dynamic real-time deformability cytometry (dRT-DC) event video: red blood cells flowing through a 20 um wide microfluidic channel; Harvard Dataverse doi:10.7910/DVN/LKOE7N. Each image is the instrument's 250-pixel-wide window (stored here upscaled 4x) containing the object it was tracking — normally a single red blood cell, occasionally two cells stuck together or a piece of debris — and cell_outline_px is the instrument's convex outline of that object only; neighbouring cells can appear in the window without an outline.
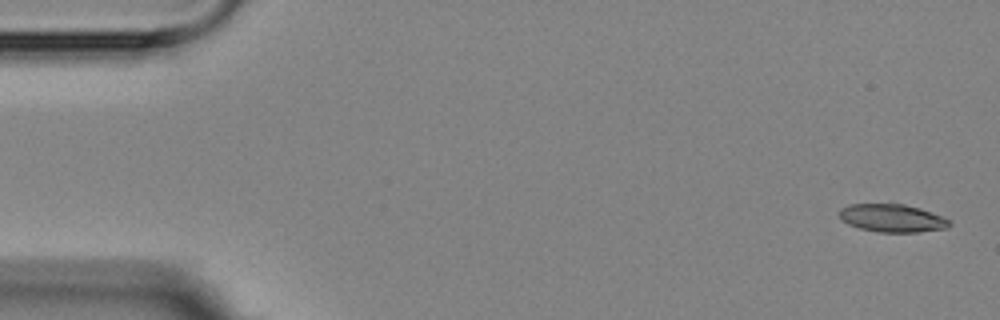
{"species": "Egyptian fruit bat (a non-hibernating species)", "species_latin": "Rousettus aegyptiacus", "temperature_condition": "room temperature", "stored_images_in_passage": 6, "camera_frame_rate_fps": 3000, "um_per_image_px": 0.085, "animal": {"sex": "female"}, "frame": {"image": 1, "passage_image": 1, "time_ms": 0.0, "image_size_px": [1000, 320], "cell_outline_px": [[952, 224], [948, 228], [916, 232], [876, 232], [860, 228], [848, 224], [836, 212], [840, 208], [848, 204], [904, 204], [920, 208], [952, 220]], "centroid_in_image_um": [75.84, 18.54], "position_along_channel_um": 9.2, "area_um2": 18.03}}